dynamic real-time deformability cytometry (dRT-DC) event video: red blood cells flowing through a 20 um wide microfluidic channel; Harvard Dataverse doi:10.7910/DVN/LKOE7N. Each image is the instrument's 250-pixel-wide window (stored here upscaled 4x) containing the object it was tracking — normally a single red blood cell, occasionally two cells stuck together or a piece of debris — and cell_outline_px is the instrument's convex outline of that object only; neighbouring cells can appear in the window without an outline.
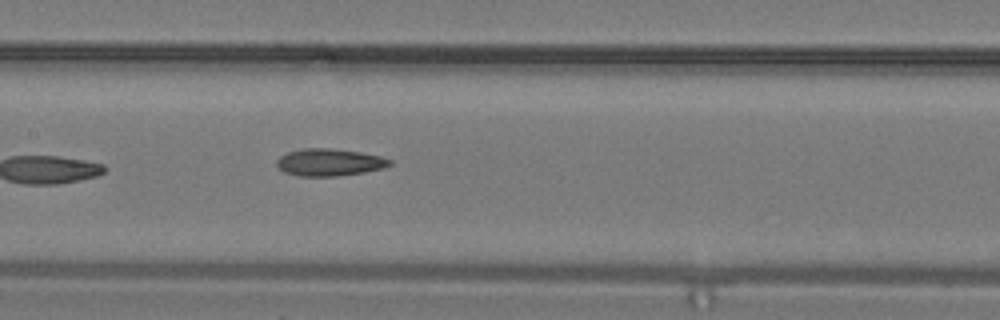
{"species": "common noctule bat (a hibernating species)", "species_latin": "Nyctalus noctula", "temperature_condition": "warm", "stored_images_in_passage": 14, "camera_frame_rate_fps": 3000, "um_per_image_px": 0.085, "animal": {"sex": "male", "body_mass_g": 19.2, "forearm_length_mm": 51.8}, "frame": {"image": 1, "passage_image": 14, "time_ms": 4.333, "image_size_px": [1000, 320], "cell_outline_px": [[392, 164], [384, 168], [364, 172], [340, 176], [300, 176], [284, 172], [276, 164], [276, 160], [280, 156], [288, 152], [308, 148], [332, 148], [360, 152], [380, 156], [392, 160]], "centroid_in_image_um": [28.02, 13.8], "position_along_channel_um": 179.4, "area_um2": 17.92}}